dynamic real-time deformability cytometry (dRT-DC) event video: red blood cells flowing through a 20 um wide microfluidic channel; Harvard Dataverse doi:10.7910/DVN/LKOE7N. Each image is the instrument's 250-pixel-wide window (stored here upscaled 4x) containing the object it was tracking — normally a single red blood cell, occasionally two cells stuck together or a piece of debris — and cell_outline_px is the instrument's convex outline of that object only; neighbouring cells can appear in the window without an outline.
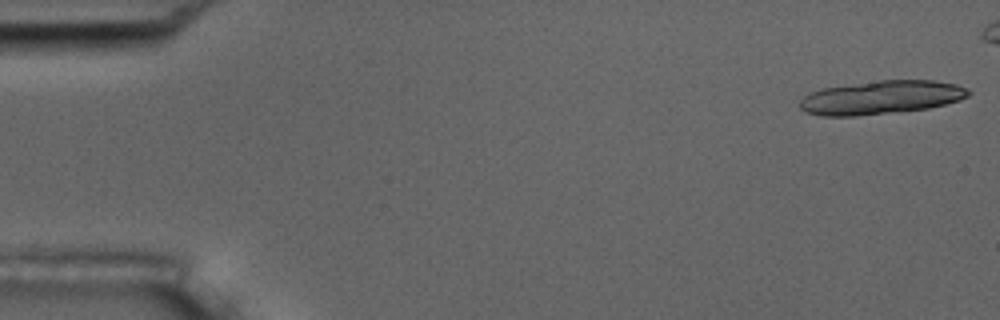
{"species": "common noctule bat (a hibernating species)", "species_latin": "Nyctalus noctula", "temperature_condition": "room temperature", "stored_images_in_passage": 14, "camera_frame_rate_fps": 3000, "um_per_image_px": 0.085, "animal": {"sex": "male", "body_mass_g": 17.5, "forearm_length_mm": 52.3}, "frame": {"image": 1, "passage_image": 1, "time_ms": 0.0, "image_size_px": [1000, 320], "cell_outline_px": [[972, 92], [968, 96], [960, 100], [928, 108], [856, 116], [820, 116], [804, 112], [800, 108], [800, 100], [804, 96], [820, 88], [880, 80], [932, 80], [956, 84], [968, 88]], "centroid_in_image_um": [74.89, 8.28], "position_along_channel_um": 10.1, "area_um2": 33.0}}
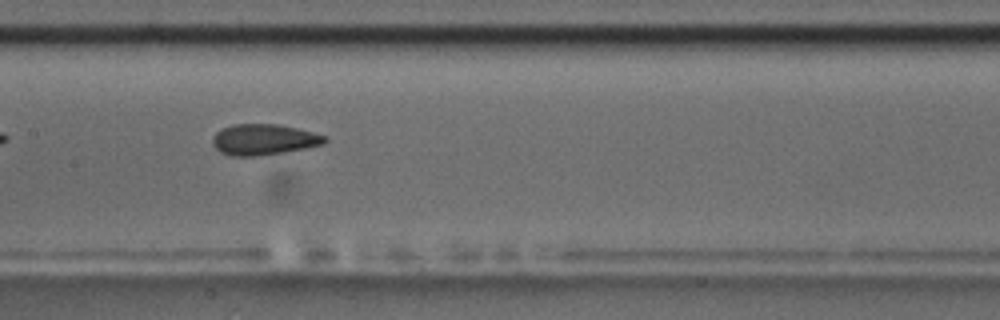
{"frame": {"image": 2, "passage_image": 8, "time_ms": 8.667, "image_size_px": [1000, 320], "cell_outline_px": [[328, 140], [324, 144], [308, 148], [284, 152], [256, 156], [232, 156], [220, 152], [212, 144], [212, 136], [216, 132], [232, 124], [276, 124], [296, 128], [328, 136]], "centroid_in_image_um": [22.43, 11.86], "position_along_channel_um": 185.0, "area_um2": 20.29}}